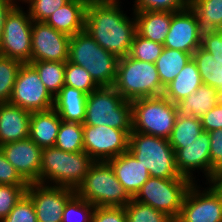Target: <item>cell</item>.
I'll return each mask as SVG.
<instances>
[{"instance_id": "41", "label": "cell", "mask_w": 222, "mask_h": 222, "mask_svg": "<svg viewBox=\"0 0 222 222\" xmlns=\"http://www.w3.org/2000/svg\"><path fill=\"white\" fill-rule=\"evenodd\" d=\"M1 222H38L32 199L25 193Z\"/></svg>"}, {"instance_id": "43", "label": "cell", "mask_w": 222, "mask_h": 222, "mask_svg": "<svg viewBox=\"0 0 222 222\" xmlns=\"http://www.w3.org/2000/svg\"><path fill=\"white\" fill-rule=\"evenodd\" d=\"M91 222H126L124 207H95Z\"/></svg>"}, {"instance_id": "39", "label": "cell", "mask_w": 222, "mask_h": 222, "mask_svg": "<svg viewBox=\"0 0 222 222\" xmlns=\"http://www.w3.org/2000/svg\"><path fill=\"white\" fill-rule=\"evenodd\" d=\"M191 0H135L134 11L176 12L188 8Z\"/></svg>"}, {"instance_id": "35", "label": "cell", "mask_w": 222, "mask_h": 222, "mask_svg": "<svg viewBox=\"0 0 222 222\" xmlns=\"http://www.w3.org/2000/svg\"><path fill=\"white\" fill-rule=\"evenodd\" d=\"M95 206L76 192L67 200L62 222H91Z\"/></svg>"}, {"instance_id": "40", "label": "cell", "mask_w": 222, "mask_h": 222, "mask_svg": "<svg viewBox=\"0 0 222 222\" xmlns=\"http://www.w3.org/2000/svg\"><path fill=\"white\" fill-rule=\"evenodd\" d=\"M29 3V15L33 21L45 22L48 17L69 0H21Z\"/></svg>"}, {"instance_id": "10", "label": "cell", "mask_w": 222, "mask_h": 222, "mask_svg": "<svg viewBox=\"0 0 222 222\" xmlns=\"http://www.w3.org/2000/svg\"><path fill=\"white\" fill-rule=\"evenodd\" d=\"M28 13V14H27ZM17 4L7 14L0 42V55L30 63L33 20Z\"/></svg>"}, {"instance_id": "37", "label": "cell", "mask_w": 222, "mask_h": 222, "mask_svg": "<svg viewBox=\"0 0 222 222\" xmlns=\"http://www.w3.org/2000/svg\"><path fill=\"white\" fill-rule=\"evenodd\" d=\"M163 49V44L144 38L136 32L131 44L129 56L136 60L155 64Z\"/></svg>"}, {"instance_id": "12", "label": "cell", "mask_w": 222, "mask_h": 222, "mask_svg": "<svg viewBox=\"0 0 222 222\" xmlns=\"http://www.w3.org/2000/svg\"><path fill=\"white\" fill-rule=\"evenodd\" d=\"M131 132L109 126L83 125L84 151L94 162H107L128 151Z\"/></svg>"}, {"instance_id": "42", "label": "cell", "mask_w": 222, "mask_h": 222, "mask_svg": "<svg viewBox=\"0 0 222 222\" xmlns=\"http://www.w3.org/2000/svg\"><path fill=\"white\" fill-rule=\"evenodd\" d=\"M210 136V180L215 171L222 168V129L209 132Z\"/></svg>"}, {"instance_id": "32", "label": "cell", "mask_w": 222, "mask_h": 222, "mask_svg": "<svg viewBox=\"0 0 222 222\" xmlns=\"http://www.w3.org/2000/svg\"><path fill=\"white\" fill-rule=\"evenodd\" d=\"M83 140L82 123L62 121L54 146L65 152H80L84 151Z\"/></svg>"}, {"instance_id": "36", "label": "cell", "mask_w": 222, "mask_h": 222, "mask_svg": "<svg viewBox=\"0 0 222 222\" xmlns=\"http://www.w3.org/2000/svg\"><path fill=\"white\" fill-rule=\"evenodd\" d=\"M64 82L65 85L81 90L87 95L99 87L85 68L69 61L65 62Z\"/></svg>"}, {"instance_id": "5", "label": "cell", "mask_w": 222, "mask_h": 222, "mask_svg": "<svg viewBox=\"0 0 222 222\" xmlns=\"http://www.w3.org/2000/svg\"><path fill=\"white\" fill-rule=\"evenodd\" d=\"M113 87L128 101L162 96L165 90L154 63L136 60L129 55L119 59Z\"/></svg>"}, {"instance_id": "25", "label": "cell", "mask_w": 222, "mask_h": 222, "mask_svg": "<svg viewBox=\"0 0 222 222\" xmlns=\"http://www.w3.org/2000/svg\"><path fill=\"white\" fill-rule=\"evenodd\" d=\"M218 103V90L202 84L194 93L175 104L177 117L201 118Z\"/></svg>"}, {"instance_id": "15", "label": "cell", "mask_w": 222, "mask_h": 222, "mask_svg": "<svg viewBox=\"0 0 222 222\" xmlns=\"http://www.w3.org/2000/svg\"><path fill=\"white\" fill-rule=\"evenodd\" d=\"M75 190L65 187L30 183L26 194L32 199L38 222H62V212Z\"/></svg>"}, {"instance_id": "46", "label": "cell", "mask_w": 222, "mask_h": 222, "mask_svg": "<svg viewBox=\"0 0 222 222\" xmlns=\"http://www.w3.org/2000/svg\"><path fill=\"white\" fill-rule=\"evenodd\" d=\"M201 47L210 52L216 62L222 64V32L202 41Z\"/></svg>"}, {"instance_id": "22", "label": "cell", "mask_w": 222, "mask_h": 222, "mask_svg": "<svg viewBox=\"0 0 222 222\" xmlns=\"http://www.w3.org/2000/svg\"><path fill=\"white\" fill-rule=\"evenodd\" d=\"M195 14L199 41L220 32L222 26V0H191L189 6Z\"/></svg>"}, {"instance_id": "31", "label": "cell", "mask_w": 222, "mask_h": 222, "mask_svg": "<svg viewBox=\"0 0 222 222\" xmlns=\"http://www.w3.org/2000/svg\"><path fill=\"white\" fill-rule=\"evenodd\" d=\"M30 64L39 73L40 79L46 89L55 97L65 85V62L31 61Z\"/></svg>"}, {"instance_id": "33", "label": "cell", "mask_w": 222, "mask_h": 222, "mask_svg": "<svg viewBox=\"0 0 222 222\" xmlns=\"http://www.w3.org/2000/svg\"><path fill=\"white\" fill-rule=\"evenodd\" d=\"M126 222H173L163 212L132 199L125 207Z\"/></svg>"}, {"instance_id": "21", "label": "cell", "mask_w": 222, "mask_h": 222, "mask_svg": "<svg viewBox=\"0 0 222 222\" xmlns=\"http://www.w3.org/2000/svg\"><path fill=\"white\" fill-rule=\"evenodd\" d=\"M89 0H69L45 21L55 30L73 36L85 29L86 7Z\"/></svg>"}, {"instance_id": "16", "label": "cell", "mask_w": 222, "mask_h": 222, "mask_svg": "<svg viewBox=\"0 0 222 222\" xmlns=\"http://www.w3.org/2000/svg\"><path fill=\"white\" fill-rule=\"evenodd\" d=\"M7 161L28 183L41 184L42 148L30 138L0 146Z\"/></svg>"}, {"instance_id": "7", "label": "cell", "mask_w": 222, "mask_h": 222, "mask_svg": "<svg viewBox=\"0 0 222 222\" xmlns=\"http://www.w3.org/2000/svg\"><path fill=\"white\" fill-rule=\"evenodd\" d=\"M75 192L95 207H125L133 199L108 162H93Z\"/></svg>"}, {"instance_id": "20", "label": "cell", "mask_w": 222, "mask_h": 222, "mask_svg": "<svg viewBox=\"0 0 222 222\" xmlns=\"http://www.w3.org/2000/svg\"><path fill=\"white\" fill-rule=\"evenodd\" d=\"M128 194L134 198L151 177L149 171L127 151L107 161Z\"/></svg>"}, {"instance_id": "49", "label": "cell", "mask_w": 222, "mask_h": 222, "mask_svg": "<svg viewBox=\"0 0 222 222\" xmlns=\"http://www.w3.org/2000/svg\"><path fill=\"white\" fill-rule=\"evenodd\" d=\"M219 102L222 104V91L219 92Z\"/></svg>"}, {"instance_id": "23", "label": "cell", "mask_w": 222, "mask_h": 222, "mask_svg": "<svg viewBox=\"0 0 222 222\" xmlns=\"http://www.w3.org/2000/svg\"><path fill=\"white\" fill-rule=\"evenodd\" d=\"M61 122L62 120L54 108L32 112L29 138L41 148L54 146Z\"/></svg>"}, {"instance_id": "8", "label": "cell", "mask_w": 222, "mask_h": 222, "mask_svg": "<svg viewBox=\"0 0 222 222\" xmlns=\"http://www.w3.org/2000/svg\"><path fill=\"white\" fill-rule=\"evenodd\" d=\"M132 132L169 139L177 117L174 103L164 95L131 101Z\"/></svg>"}, {"instance_id": "34", "label": "cell", "mask_w": 222, "mask_h": 222, "mask_svg": "<svg viewBox=\"0 0 222 222\" xmlns=\"http://www.w3.org/2000/svg\"><path fill=\"white\" fill-rule=\"evenodd\" d=\"M22 64L18 60L0 55V104L9 102Z\"/></svg>"}, {"instance_id": "26", "label": "cell", "mask_w": 222, "mask_h": 222, "mask_svg": "<svg viewBox=\"0 0 222 222\" xmlns=\"http://www.w3.org/2000/svg\"><path fill=\"white\" fill-rule=\"evenodd\" d=\"M136 32L151 41L163 44L171 24V12L134 11Z\"/></svg>"}, {"instance_id": "47", "label": "cell", "mask_w": 222, "mask_h": 222, "mask_svg": "<svg viewBox=\"0 0 222 222\" xmlns=\"http://www.w3.org/2000/svg\"><path fill=\"white\" fill-rule=\"evenodd\" d=\"M16 5L12 0H0V42L7 14Z\"/></svg>"}, {"instance_id": "13", "label": "cell", "mask_w": 222, "mask_h": 222, "mask_svg": "<svg viewBox=\"0 0 222 222\" xmlns=\"http://www.w3.org/2000/svg\"><path fill=\"white\" fill-rule=\"evenodd\" d=\"M209 185L201 192L193 182L176 222H222V196Z\"/></svg>"}, {"instance_id": "44", "label": "cell", "mask_w": 222, "mask_h": 222, "mask_svg": "<svg viewBox=\"0 0 222 222\" xmlns=\"http://www.w3.org/2000/svg\"><path fill=\"white\" fill-rule=\"evenodd\" d=\"M0 184L4 185H28L19 175L16 169L7 161L0 149Z\"/></svg>"}, {"instance_id": "9", "label": "cell", "mask_w": 222, "mask_h": 222, "mask_svg": "<svg viewBox=\"0 0 222 222\" xmlns=\"http://www.w3.org/2000/svg\"><path fill=\"white\" fill-rule=\"evenodd\" d=\"M192 184L189 179L150 177L133 199L150 205L175 221Z\"/></svg>"}, {"instance_id": "27", "label": "cell", "mask_w": 222, "mask_h": 222, "mask_svg": "<svg viewBox=\"0 0 222 222\" xmlns=\"http://www.w3.org/2000/svg\"><path fill=\"white\" fill-rule=\"evenodd\" d=\"M196 62L191 58L179 74L165 87L164 96L176 104L202 85Z\"/></svg>"}, {"instance_id": "29", "label": "cell", "mask_w": 222, "mask_h": 222, "mask_svg": "<svg viewBox=\"0 0 222 222\" xmlns=\"http://www.w3.org/2000/svg\"><path fill=\"white\" fill-rule=\"evenodd\" d=\"M196 62L202 83L222 91V64L216 62L210 52L201 46L192 54Z\"/></svg>"}, {"instance_id": "1", "label": "cell", "mask_w": 222, "mask_h": 222, "mask_svg": "<svg viewBox=\"0 0 222 222\" xmlns=\"http://www.w3.org/2000/svg\"><path fill=\"white\" fill-rule=\"evenodd\" d=\"M119 4V0H89L85 30L103 49L121 58L129 55L136 19L127 17Z\"/></svg>"}, {"instance_id": "24", "label": "cell", "mask_w": 222, "mask_h": 222, "mask_svg": "<svg viewBox=\"0 0 222 222\" xmlns=\"http://www.w3.org/2000/svg\"><path fill=\"white\" fill-rule=\"evenodd\" d=\"M87 94L73 87L64 85L54 97V109L62 121L84 122Z\"/></svg>"}, {"instance_id": "3", "label": "cell", "mask_w": 222, "mask_h": 222, "mask_svg": "<svg viewBox=\"0 0 222 222\" xmlns=\"http://www.w3.org/2000/svg\"><path fill=\"white\" fill-rule=\"evenodd\" d=\"M93 162L85 151L70 153L55 146L42 148L41 184L47 185L51 181L52 186L76 191Z\"/></svg>"}, {"instance_id": "14", "label": "cell", "mask_w": 222, "mask_h": 222, "mask_svg": "<svg viewBox=\"0 0 222 222\" xmlns=\"http://www.w3.org/2000/svg\"><path fill=\"white\" fill-rule=\"evenodd\" d=\"M70 39L71 36L55 30L45 22L33 21L31 61H68Z\"/></svg>"}, {"instance_id": "30", "label": "cell", "mask_w": 222, "mask_h": 222, "mask_svg": "<svg viewBox=\"0 0 222 222\" xmlns=\"http://www.w3.org/2000/svg\"><path fill=\"white\" fill-rule=\"evenodd\" d=\"M203 132L201 118L176 117L173 130L169 137L172 148H186Z\"/></svg>"}, {"instance_id": "48", "label": "cell", "mask_w": 222, "mask_h": 222, "mask_svg": "<svg viewBox=\"0 0 222 222\" xmlns=\"http://www.w3.org/2000/svg\"><path fill=\"white\" fill-rule=\"evenodd\" d=\"M209 183L222 196V168L214 172Z\"/></svg>"}, {"instance_id": "17", "label": "cell", "mask_w": 222, "mask_h": 222, "mask_svg": "<svg viewBox=\"0 0 222 222\" xmlns=\"http://www.w3.org/2000/svg\"><path fill=\"white\" fill-rule=\"evenodd\" d=\"M163 45L166 48L187 52L191 55L201 46L196 17L190 7L171 12V24Z\"/></svg>"}, {"instance_id": "11", "label": "cell", "mask_w": 222, "mask_h": 222, "mask_svg": "<svg viewBox=\"0 0 222 222\" xmlns=\"http://www.w3.org/2000/svg\"><path fill=\"white\" fill-rule=\"evenodd\" d=\"M9 102L31 113L54 108V97L30 63L21 65Z\"/></svg>"}, {"instance_id": "19", "label": "cell", "mask_w": 222, "mask_h": 222, "mask_svg": "<svg viewBox=\"0 0 222 222\" xmlns=\"http://www.w3.org/2000/svg\"><path fill=\"white\" fill-rule=\"evenodd\" d=\"M31 112L5 102L0 104V146L29 138Z\"/></svg>"}, {"instance_id": "18", "label": "cell", "mask_w": 222, "mask_h": 222, "mask_svg": "<svg viewBox=\"0 0 222 222\" xmlns=\"http://www.w3.org/2000/svg\"><path fill=\"white\" fill-rule=\"evenodd\" d=\"M210 146L209 132L203 131L186 148H173L180 175L195 182L192 170L201 169L206 173V179L210 181Z\"/></svg>"}, {"instance_id": "4", "label": "cell", "mask_w": 222, "mask_h": 222, "mask_svg": "<svg viewBox=\"0 0 222 222\" xmlns=\"http://www.w3.org/2000/svg\"><path fill=\"white\" fill-rule=\"evenodd\" d=\"M128 151L149 171L151 177L188 179L178 172L175 151L168 139L131 132Z\"/></svg>"}, {"instance_id": "28", "label": "cell", "mask_w": 222, "mask_h": 222, "mask_svg": "<svg viewBox=\"0 0 222 222\" xmlns=\"http://www.w3.org/2000/svg\"><path fill=\"white\" fill-rule=\"evenodd\" d=\"M192 58L187 52L164 47L155 62L162 86L165 88Z\"/></svg>"}, {"instance_id": "2", "label": "cell", "mask_w": 222, "mask_h": 222, "mask_svg": "<svg viewBox=\"0 0 222 222\" xmlns=\"http://www.w3.org/2000/svg\"><path fill=\"white\" fill-rule=\"evenodd\" d=\"M119 57L103 49L84 29L71 36L69 62L85 68L100 86H113Z\"/></svg>"}, {"instance_id": "45", "label": "cell", "mask_w": 222, "mask_h": 222, "mask_svg": "<svg viewBox=\"0 0 222 222\" xmlns=\"http://www.w3.org/2000/svg\"><path fill=\"white\" fill-rule=\"evenodd\" d=\"M203 131L211 132L222 129V104L219 102L203 117H201Z\"/></svg>"}, {"instance_id": "6", "label": "cell", "mask_w": 222, "mask_h": 222, "mask_svg": "<svg viewBox=\"0 0 222 222\" xmlns=\"http://www.w3.org/2000/svg\"><path fill=\"white\" fill-rule=\"evenodd\" d=\"M83 125L132 130L131 101L113 86H100L87 96Z\"/></svg>"}, {"instance_id": "38", "label": "cell", "mask_w": 222, "mask_h": 222, "mask_svg": "<svg viewBox=\"0 0 222 222\" xmlns=\"http://www.w3.org/2000/svg\"><path fill=\"white\" fill-rule=\"evenodd\" d=\"M28 185L0 184V222L4 220L16 203L26 193Z\"/></svg>"}]
</instances>
